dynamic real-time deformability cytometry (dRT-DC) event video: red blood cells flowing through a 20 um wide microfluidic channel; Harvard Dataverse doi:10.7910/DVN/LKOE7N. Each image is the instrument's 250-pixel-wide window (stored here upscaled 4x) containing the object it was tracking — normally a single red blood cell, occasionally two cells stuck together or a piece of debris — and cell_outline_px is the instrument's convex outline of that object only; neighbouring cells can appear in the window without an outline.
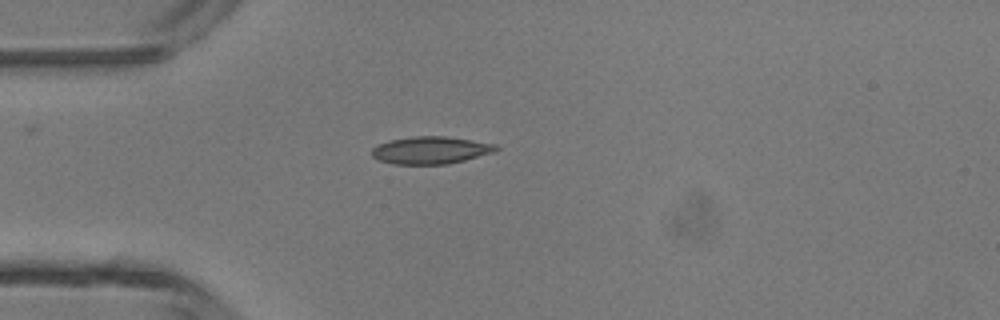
{"species": "common noctule bat (a hibernating species)", "species_latin": "Nyctalus noctula", "temperature_condition": "room temperature", "stored_images_in_passage": 36, "camera_frame_rate_fps": 3000, "um_per_image_px": 0.085, "animal": {"sex": "male", "body_mass_g": 13.3}, "frame": {"image": 1, "passage_image": 1, "time_ms": 0.0, "image_size_px": [1000, 320], "cell_outline_px": [[500, 148], [496, 152], [448, 164], [392, 164], [380, 160], [372, 156], [372, 148], [380, 144], [392, 140], [412, 136], [444, 136], [472, 140], [496, 144]], "centroid_in_image_um": [36.65, 12.77], "position_along_channel_um": 48.3, "area_um2": 19.77}}
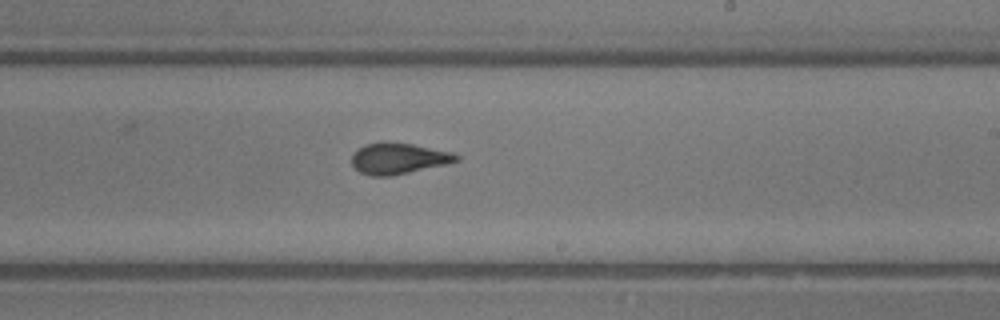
{"frame": {"image": 2, "passage_image": 16, "time_ms": 5.0, "image_size_px": [1000, 320], "cell_outline_px": [[460, 160], [448, 164], [392, 176], [372, 176], [360, 172], [352, 164], [352, 152], [364, 144], [384, 140], [388, 140], [412, 144], [452, 152], [460, 156]], "centroid_in_image_um": [33.86, 13.45], "position_along_channel_um": 255.1, "area_um2": 19.36}}
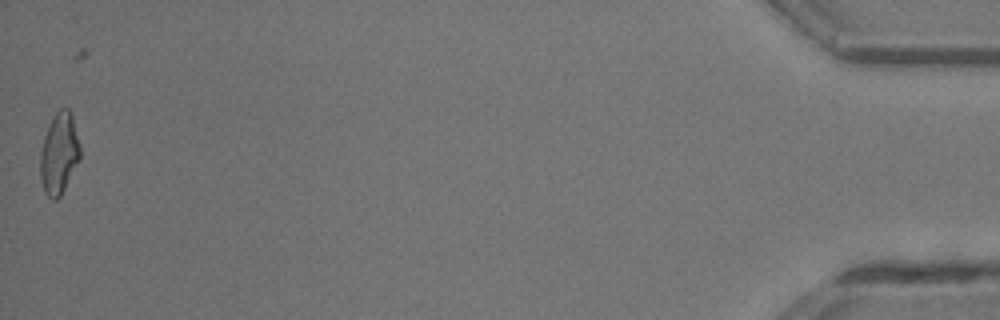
{"frame": {"image": 3, "passage_image": 35, "time_ms": 11.333, "image_size_px": [1000, 320], "cell_outline_px": [[80, 160], [60, 196], [56, 200], [52, 200], [44, 192], [40, 176], [40, 152], [44, 136], [56, 112], [60, 108], [68, 108], [72, 116], [80, 148]], "centroid_in_image_um": [5.02, 13.08], "position_along_channel_um": 430.2, "area_um2": 18.67}, "authors_computed_cell_mechanics": {"area_um2": 18.785, "velocity_mm_per_s": 4.3823, "shape_relaxation_time_tau1_ms": 3.9049, "shape_relaxation_time_tau2_ms": 1.0896, "deformation_change_tau1": 0.1795, "deformation_change_tau2": 0.0837}}